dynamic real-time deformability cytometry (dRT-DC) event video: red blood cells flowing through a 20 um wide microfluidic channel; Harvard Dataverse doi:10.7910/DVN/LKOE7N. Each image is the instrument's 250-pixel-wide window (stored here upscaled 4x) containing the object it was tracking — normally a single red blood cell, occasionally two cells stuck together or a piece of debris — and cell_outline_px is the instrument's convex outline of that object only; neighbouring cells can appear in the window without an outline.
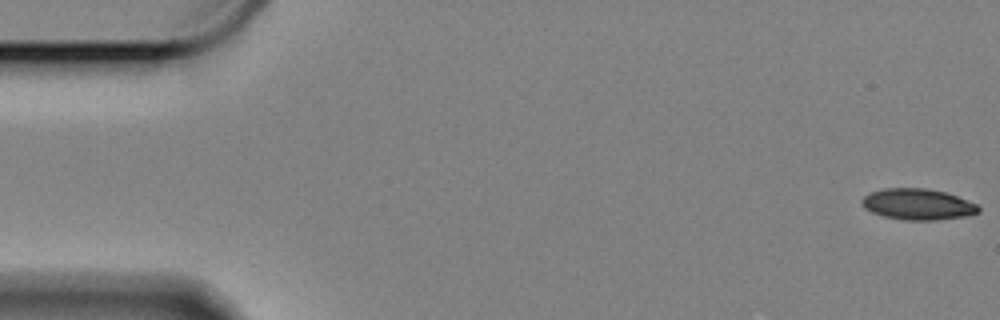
{"species": "Egyptian fruit bat (a non-hibernating species)", "species_latin": "Rousettus aegyptiacus", "temperature_condition": "cold", "stored_images_in_passage": 20, "camera_frame_rate_fps": 3000, "um_per_image_px": 0.085, "animal": {"sex": "female"}, "frame": {"image": 1, "passage_image": 1, "time_ms": 0.0, "image_size_px": [1000, 320], "cell_outline_px": [[980, 212], [964, 216], [936, 220], [908, 220], [884, 216], [872, 212], [864, 208], [860, 200], [868, 192], [884, 188], [928, 188], [944, 192], [956, 196], [976, 204], [980, 208]], "centroid_in_image_um": [77.97, 17.35], "position_along_channel_um": 7.0, "area_um2": 21.04}}
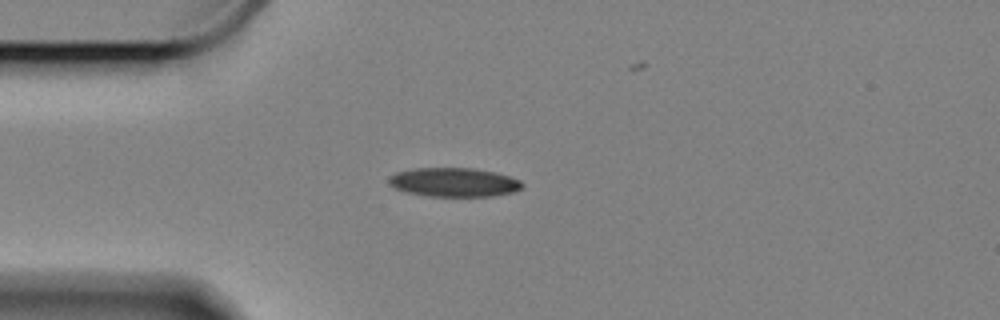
{"frame": {"image": 2, "passage_image": 15, "time_ms": 4.667, "image_size_px": [1000, 320], "cell_outline_px": [[524, 184], [520, 188], [512, 192], [492, 196], [428, 196], [408, 192], [396, 188], [388, 184], [388, 176], [396, 172], [416, 168], [472, 168], [492, 172], [508, 176], [520, 180]], "centroid_in_image_um": [38.55, 15.49], "position_along_channel_um": 46.5, "area_um2": 22.31}}